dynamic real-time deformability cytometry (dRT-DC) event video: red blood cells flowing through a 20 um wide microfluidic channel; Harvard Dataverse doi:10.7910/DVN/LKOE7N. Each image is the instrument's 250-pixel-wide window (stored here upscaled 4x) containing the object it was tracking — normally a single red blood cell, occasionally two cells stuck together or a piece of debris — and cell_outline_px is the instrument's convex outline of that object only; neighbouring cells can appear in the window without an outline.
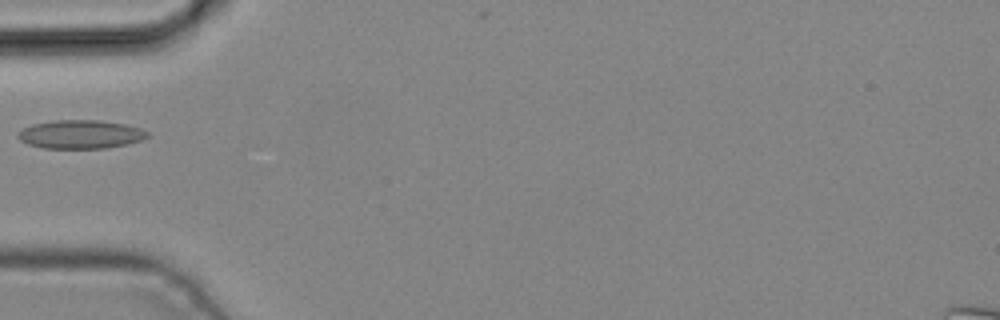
{"species": "common noctule bat (a hibernating species)", "species_latin": "Nyctalus noctula", "temperature_condition": "cold", "stored_images_in_passage": 2, "camera_frame_rate_fps": 3000, "um_per_image_px": 0.085, "animal": {"sex": "male", "body_mass_g": 19.2, "forearm_length_mm": 51.8}, "frame": {"image": 1, "passage_image": 2, "time_ms": 0.333, "image_size_px": [1000, 320], "cell_outline_px": [[148, 136], [140, 140], [128, 144], [108, 148], [44, 148], [28, 144], [20, 140], [16, 136], [16, 132], [32, 124], [56, 120], [100, 120], [124, 124], [140, 128], [148, 132]], "centroid_in_image_um": [6.82, 11.42], "position_along_channel_um": 78.2, "area_um2": 21.56}}